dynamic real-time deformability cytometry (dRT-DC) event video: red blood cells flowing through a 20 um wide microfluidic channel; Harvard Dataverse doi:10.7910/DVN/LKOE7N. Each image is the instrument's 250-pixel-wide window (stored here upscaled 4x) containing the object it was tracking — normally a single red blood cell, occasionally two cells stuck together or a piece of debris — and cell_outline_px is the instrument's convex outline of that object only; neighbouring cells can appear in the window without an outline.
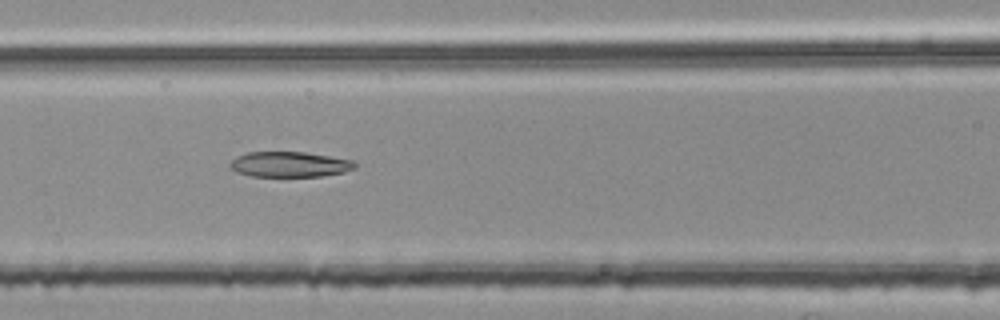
{"species": "common noctule bat (a hibernating species)", "species_latin": "Nyctalus noctula", "temperature_condition": "room temperature", "stored_images_in_passage": 52, "segment_of_instrument_passage": [2, 2], "camera_frame_rate_fps": 3000, "um_per_image_px": 0.085, "animal": {"sex": "female", "body_mass_g": 25.1}, "frame": {"image": 1, "passage_image": 21, "time_ms": 6.667, "image_size_px": [1000, 320], "cell_outline_px": [[356, 168], [344, 172], [324, 176], [252, 176], [240, 172], [232, 168], [228, 164], [236, 156], [248, 152], [304, 152], [352, 160], [356, 164]], "centroid_in_image_um": [24.64, 13.97], "position_along_channel_um": 142.0, "area_um2": 18.26}}
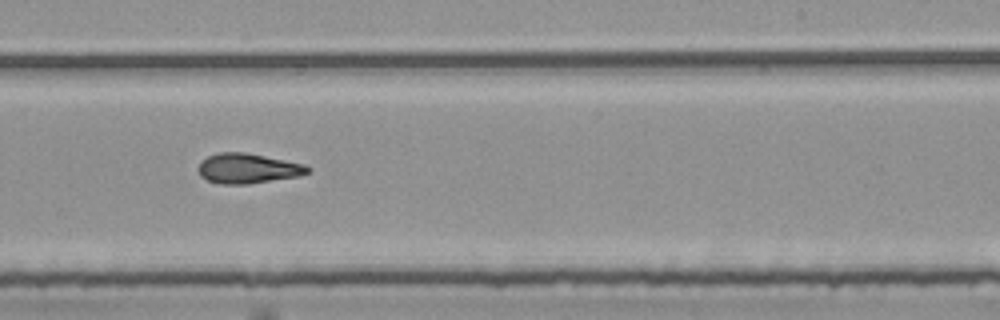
{"frame": {"image": 2, "passage_image": 31, "time_ms": 10.0, "image_size_px": [1000, 320], "cell_outline_px": [[312, 168], [308, 172], [300, 176], [248, 184], [220, 184], [208, 180], [200, 176], [196, 168], [200, 160], [216, 152], [248, 152], [304, 164]], "centroid_in_image_um": [21.03, 14.3], "position_along_channel_um": 268.0, "area_um2": 19.42}}
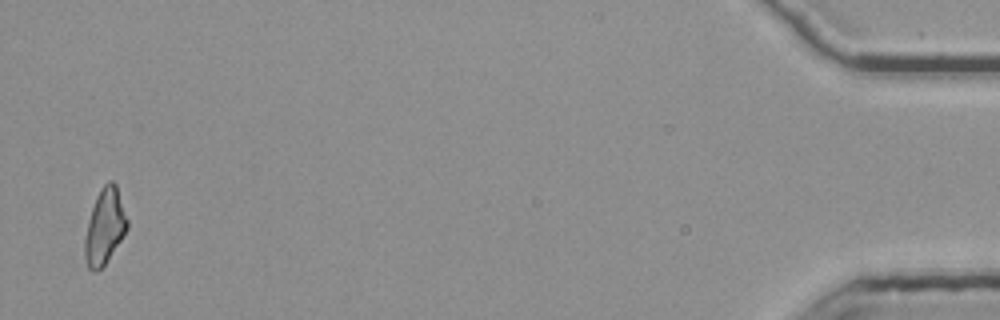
{"frame": {"image": 3, "passage_image": 51, "time_ms": 16.667, "image_size_px": [1000, 320], "cell_outline_px": [[128, 228], [104, 264], [96, 272], [92, 272], [88, 268], [84, 256], [84, 240], [88, 220], [96, 196], [100, 188], [108, 180], [112, 180], [116, 184], [128, 220]], "centroid_in_image_um": [8.88, 19.23], "position_along_channel_um": 426.3, "area_um2": 18.55}}